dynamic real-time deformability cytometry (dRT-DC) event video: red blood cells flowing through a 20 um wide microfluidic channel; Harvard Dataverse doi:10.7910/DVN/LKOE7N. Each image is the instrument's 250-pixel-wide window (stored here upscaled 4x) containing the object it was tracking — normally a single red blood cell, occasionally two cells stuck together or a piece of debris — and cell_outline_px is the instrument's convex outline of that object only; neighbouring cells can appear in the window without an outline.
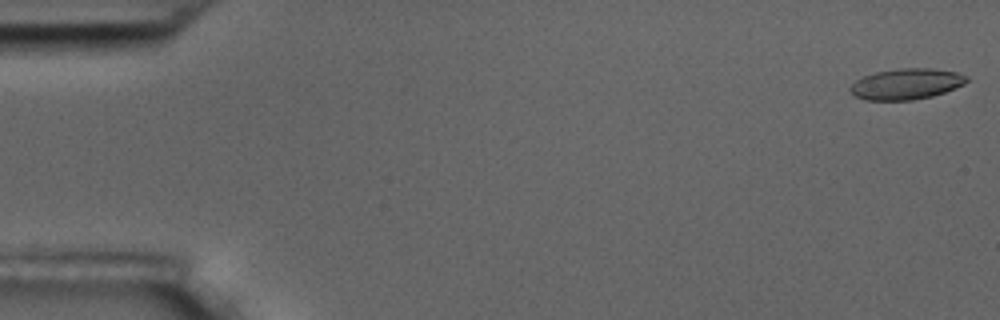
{"species": "common noctule bat (a hibernating species)", "species_latin": "Nyctalus noctula", "temperature_condition": "room temperature", "stored_images_in_passage": 5, "camera_frame_rate_fps": 3000, "um_per_image_px": 0.085, "animal": {"sex": "male", "body_mass_g": 17.5, "forearm_length_mm": 52.3}, "frame": {"image": 1, "passage_image": 1, "time_ms": 0.0, "image_size_px": [1000, 320], "cell_outline_px": [[968, 80], [964, 84], [944, 92], [932, 96], [912, 100], [864, 100], [856, 96], [848, 88], [856, 80], [864, 76], [876, 72], [900, 68], [932, 68], [956, 72], [968, 76]], "centroid_in_image_um": [77.04, 7.13], "position_along_channel_um": 8.0, "area_um2": 20.87}}